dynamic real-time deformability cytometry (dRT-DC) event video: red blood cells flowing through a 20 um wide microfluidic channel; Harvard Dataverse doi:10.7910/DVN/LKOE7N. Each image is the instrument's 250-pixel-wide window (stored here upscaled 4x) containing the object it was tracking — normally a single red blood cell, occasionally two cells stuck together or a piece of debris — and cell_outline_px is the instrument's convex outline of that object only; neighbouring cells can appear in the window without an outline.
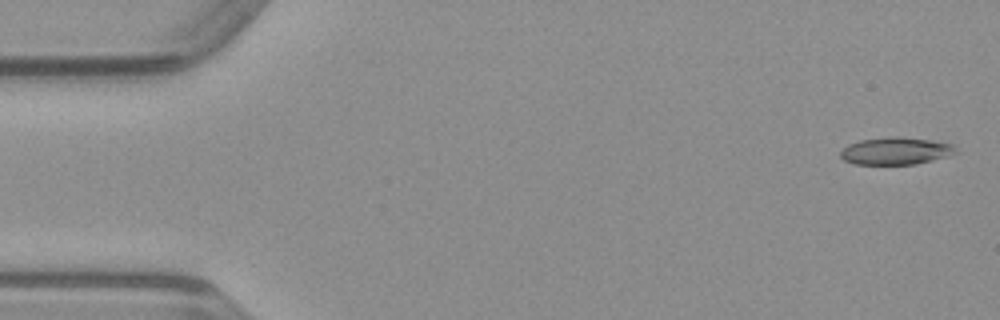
{"species": "common noctule bat (a hibernating species)", "species_latin": "Nyctalus noctula", "temperature_condition": "warm", "stored_images_in_passage": 50, "camera_frame_rate_fps": 3000, "um_per_image_px": 0.085, "animal": {"sex": "male", "body_mass_g": 23.1, "forearm_length_mm": 52.7}, "frame": {"image": 1, "passage_image": 2, "time_ms": 0.333, "image_size_px": [1000, 320], "cell_outline_px": [[960, 152], [948, 156], [916, 164], [856, 164], [844, 160], [840, 156], [840, 152], [848, 144], [860, 140], [888, 136], [900, 136], [932, 140], [952, 144]], "centroid_in_image_um": [76.16, 12.82], "position_along_channel_um": 8.8, "area_um2": 18.5}}
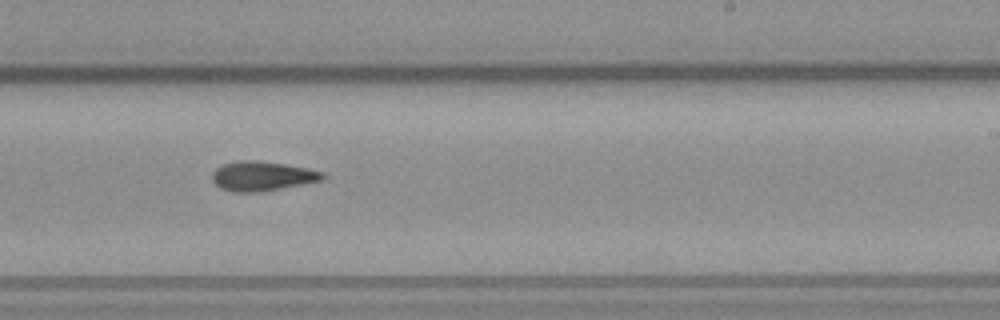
{"frame": {"image": 2, "passage_image": 30, "time_ms": 9.667, "image_size_px": [1000, 320], "cell_outline_px": [[328, 176], [324, 180], [304, 184], [260, 192], [232, 192], [220, 188], [212, 180], [212, 172], [220, 164], [236, 160], [256, 160], [284, 164], [324, 172]], "centroid_in_image_um": [22.27, 14.96], "position_along_channel_um": 266.7, "area_um2": 19.25}}
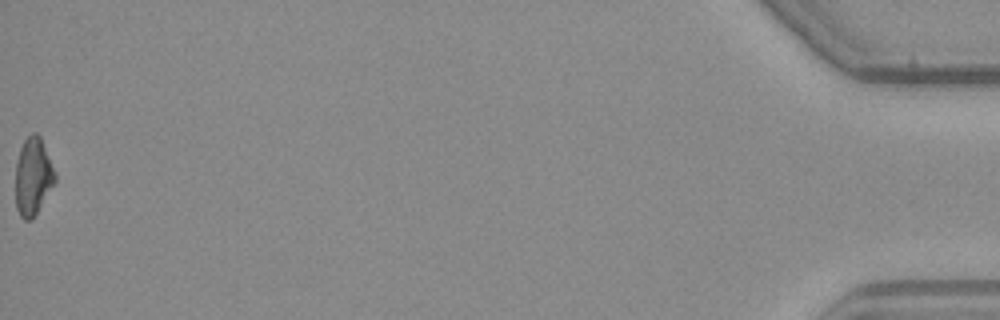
{"frame": {"image": 3, "passage_image": 50, "time_ms": 16.333, "image_size_px": [1000, 320], "cell_outline_px": [[56, 180], [32, 220], [24, 220], [20, 216], [16, 208], [16, 160], [20, 148], [24, 140], [32, 132], [36, 132], [40, 136], [56, 172]], "centroid_in_image_um": [2.8, 14.99], "position_along_channel_um": 432.4, "area_um2": 17.86}}